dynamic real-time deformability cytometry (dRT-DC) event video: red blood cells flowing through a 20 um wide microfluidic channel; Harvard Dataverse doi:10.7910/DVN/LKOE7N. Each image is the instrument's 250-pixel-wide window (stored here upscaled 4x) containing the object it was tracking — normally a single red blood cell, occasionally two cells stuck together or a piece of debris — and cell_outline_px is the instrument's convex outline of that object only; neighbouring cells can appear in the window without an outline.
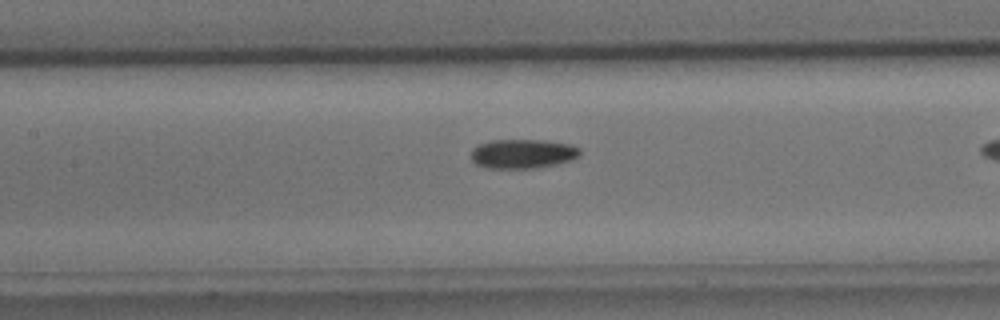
{"species": "common noctule bat (a hibernating species)", "species_latin": "Nyctalus noctula", "temperature_condition": "cold", "stored_images_in_passage": 40, "camera_frame_rate_fps": 3000, "um_per_image_px": 0.085, "animal": {"sex": "male", "body_mass_g": 15.6}, "frame": {"image": 1, "passage_image": 22, "time_ms": 7.0, "image_size_px": [1000, 320], "cell_outline_px": [[580, 156], [572, 160], [556, 164], [536, 168], [488, 168], [476, 164], [472, 160], [472, 148], [480, 144], [492, 140], [544, 140], [572, 144], [580, 148]], "centroid_in_image_um": [44.47, 13.06], "position_along_channel_um": 162.9, "area_um2": 18.67}}
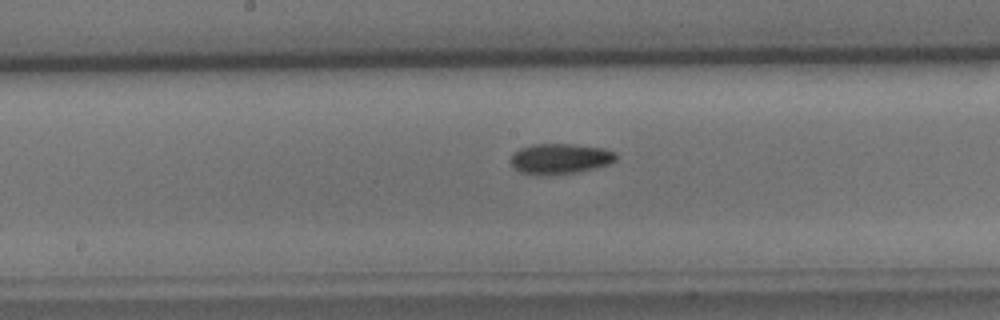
{"frame": {"image": 2, "passage_image": 25, "time_ms": 8.0, "image_size_px": [1000, 320], "cell_outline_px": [[616, 160], [608, 164], [576, 172], [520, 172], [508, 160], [512, 152], [520, 148], [532, 144], [572, 144], [604, 148], [616, 152]], "centroid_in_image_um": [47.61, 13.43], "position_along_channel_um": 200.6, "area_um2": 17.98}}
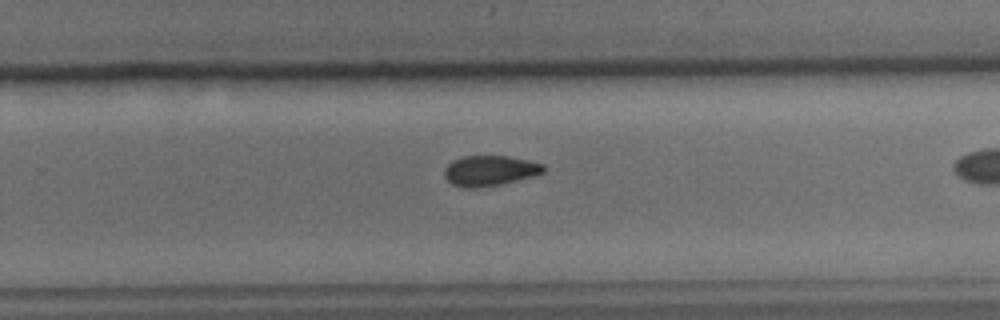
{"frame": {"image": 3, "passage_image": 32, "time_ms": 10.333, "image_size_px": [1000, 320], "cell_outline_px": [[544, 172], [536, 176], [500, 184], [476, 188], [468, 188], [452, 184], [444, 176], [444, 168], [452, 160], [464, 156], [508, 156], [528, 160], [544, 164]], "centroid_in_image_um": [41.64, 14.5], "position_along_channel_um": 288.2, "area_um2": 17.57}}